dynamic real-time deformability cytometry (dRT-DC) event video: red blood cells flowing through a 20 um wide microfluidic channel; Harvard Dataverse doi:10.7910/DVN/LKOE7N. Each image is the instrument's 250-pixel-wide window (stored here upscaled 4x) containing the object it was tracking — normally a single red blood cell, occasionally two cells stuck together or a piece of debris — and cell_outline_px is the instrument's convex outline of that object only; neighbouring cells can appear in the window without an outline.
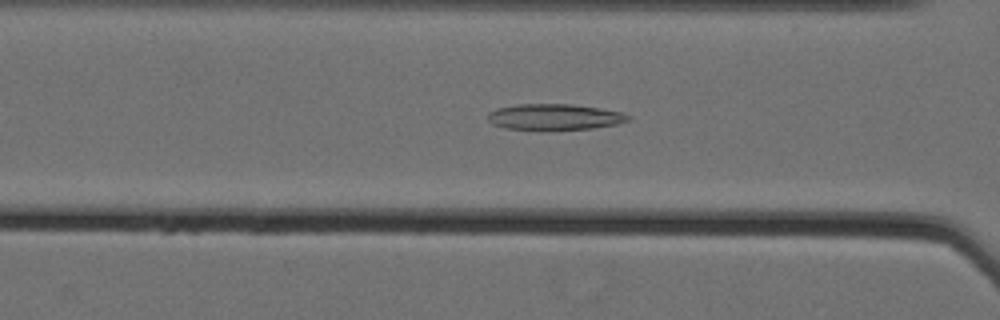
{"species": "Egyptian fruit bat (a non-hibernating species)", "species_latin": "Rousettus aegyptiacus", "temperature_condition": "cold", "stored_images_in_passage": 60, "camera_frame_rate_fps": 3000, "um_per_image_px": 0.085, "animal": {"sex": "female"}, "frame": {"image": 1, "passage_image": 28, "time_ms": 9.0, "image_size_px": [1000, 320], "cell_outline_px": [[632, 120], [616, 124], [592, 128], [544, 132], [536, 132], [504, 128], [492, 124], [488, 120], [488, 112], [496, 108], [516, 104], [572, 104], [600, 108], [620, 112], [632, 116]], "centroid_in_image_um": [47.09, 9.97], "position_along_channel_um": 119.5, "area_um2": 22.2}}
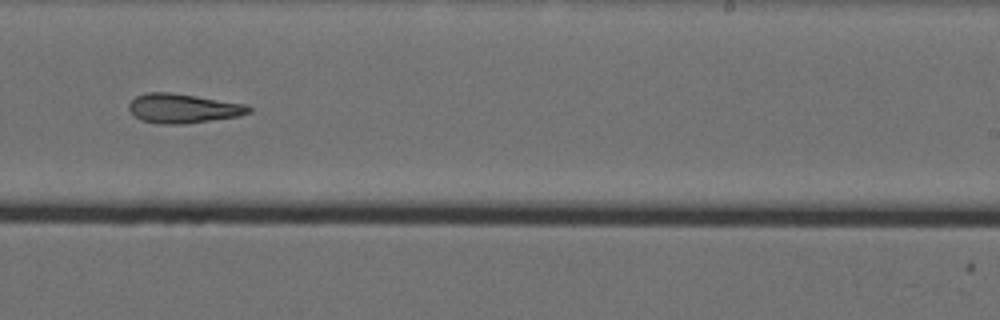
{"frame": {"image": 2, "passage_image": 41, "time_ms": 13.333, "image_size_px": [1000, 320], "cell_outline_px": [[252, 112], [240, 116], [184, 124], [160, 124], [140, 120], [128, 108], [128, 104], [136, 96], [148, 92], [168, 92], [196, 96], [248, 104], [252, 108]], "centroid_in_image_um": [15.6, 9.21], "position_along_channel_um": 273.4, "area_um2": 20.58}}
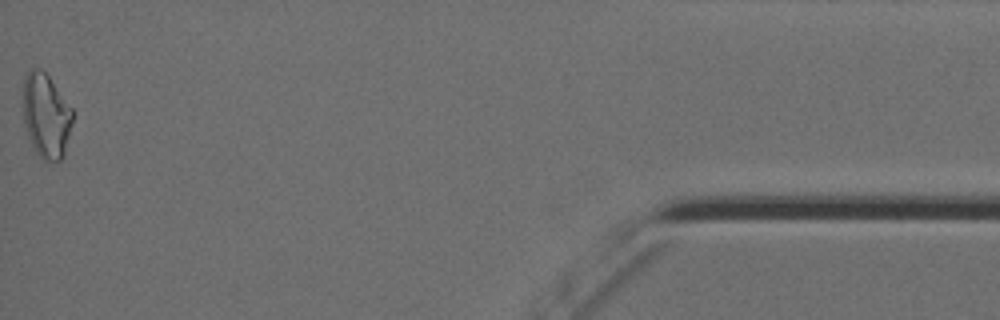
{"frame": {"image": 3, "passage_image": 60, "time_ms": 19.667, "image_size_px": [1000, 320], "cell_outline_px": [[72, 120], [64, 156], [60, 160], [44, 160], [36, 152], [28, 140], [24, 128], [20, 92], [24, 76], [32, 68], [40, 68], [48, 76], [72, 108]], "centroid_in_image_um": [3.84, 9.8], "position_along_channel_um": 431.4, "area_um2": 24.91}, "authors_computed_cell_mechanics": {"area_um2": 23.1489, "velocity_mm_per_s": 3.5453, "shape_relaxation_time_tau1_ms": null, "shape_relaxation_time_tau2_ms": 10.1739, "deformation_change_tau1": null, "deformation_change_tau2": 0.2365}}